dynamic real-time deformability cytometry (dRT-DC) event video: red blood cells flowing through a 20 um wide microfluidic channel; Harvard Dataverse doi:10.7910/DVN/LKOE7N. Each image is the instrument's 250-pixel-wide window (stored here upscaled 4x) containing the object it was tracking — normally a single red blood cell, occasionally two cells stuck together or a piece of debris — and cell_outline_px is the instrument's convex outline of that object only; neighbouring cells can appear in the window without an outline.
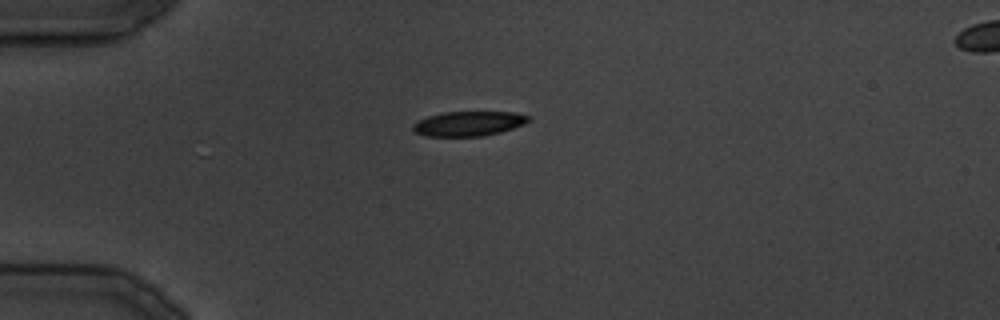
{"species": "common noctule bat (a hibernating species)", "species_latin": "Nyctalus noctula", "temperature_condition": "cold", "stored_images_in_passage": 27, "segment_of_instrument_passage": [1, 2], "camera_frame_rate_fps": 3000, "um_per_image_px": 0.085, "animal": {"sex": "male", "body_mass_g": 19.5, "forearm_length_mm": 54.6}, "frame": {"image": 1, "passage_image": 1, "time_ms": 0.0, "image_size_px": [1000, 320], "cell_outline_px": [[532, 120], [524, 124], [500, 132], [484, 136], [424, 136], [416, 132], [412, 128], [412, 124], [428, 116], [444, 112], [516, 112], [532, 116]], "centroid_in_image_um": [39.88, 10.5], "position_along_channel_um": 45.1, "area_um2": 16.7}}
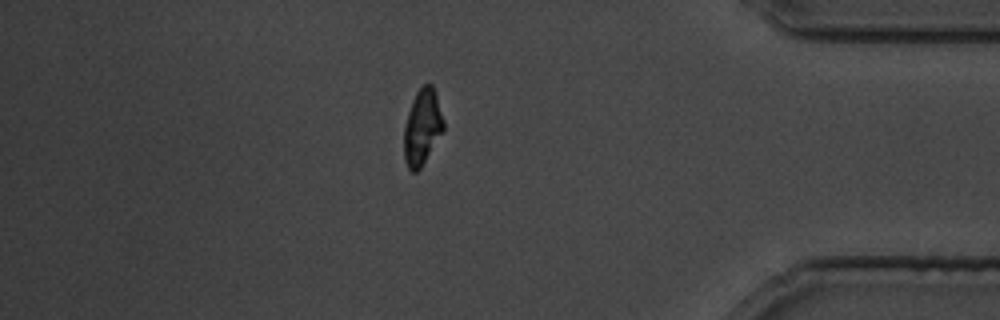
{"frame": {"image": 2, "passage_image": 22, "time_ms": 25.667, "image_size_px": [1000, 320], "cell_outline_px": [[444, 128], [420, 168], [416, 172], [412, 172], [408, 168], [404, 160], [404, 128], [408, 112], [412, 100], [416, 92], [424, 84], [432, 84], [436, 92], [444, 120]], "centroid_in_image_um": [35.88, 10.78], "position_along_channel_um": 399.3, "area_um2": 17.28}}